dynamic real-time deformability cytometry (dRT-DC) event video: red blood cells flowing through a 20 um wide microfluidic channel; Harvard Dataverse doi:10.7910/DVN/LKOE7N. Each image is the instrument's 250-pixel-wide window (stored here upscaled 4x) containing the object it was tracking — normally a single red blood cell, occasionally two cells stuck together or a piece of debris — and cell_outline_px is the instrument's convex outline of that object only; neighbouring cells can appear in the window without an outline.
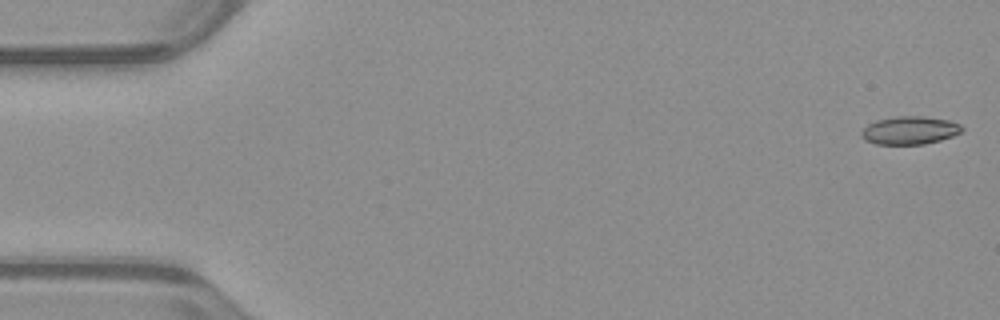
{"species": "common noctule bat (a hibernating species)", "species_latin": "Nyctalus noctula", "temperature_condition": "warm", "stored_images_in_passage": 52, "camera_frame_rate_fps": 3000, "um_per_image_px": 0.085, "animal": {"sex": "male", "body_mass_g": 23.1, "forearm_length_mm": 52.7}, "frame": {"image": 1, "passage_image": 1, "time_ms": 0.0, "image_size_px": [1000, 320], "cell_outline_px": [[964, 128], [960, 132], [952, 136], [940, 140], [924, 144], [876, 144], [864, 140], [860, 136], [860, 132], [868, 124], [876, 120], [896, 116], [924, 116], [948, 120], [960, 124]], "centroid_in_image_um": [77.3, 11.07], "position_along_channel_um": 7.7, "area_um2": 16.47}}
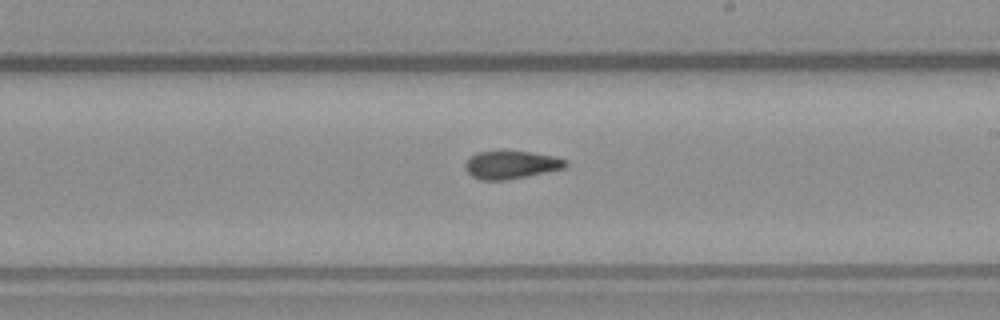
{"frame": {"image": 2, "passage_image": 30, "time_ms": 9.667, "image_size_px": [1000, 320], "cell_outline_px": [[568, 164], [564, 168], [504, 180], [480, 180], [472, 176], [464, 168], [464, 164], [476, 152], [500, 148], [556, 156], [568, 160]], "centroid_in_image_um": [43.41, 13.96], "position_along_channel_um": 245.6, "area_um2": 16.76}}
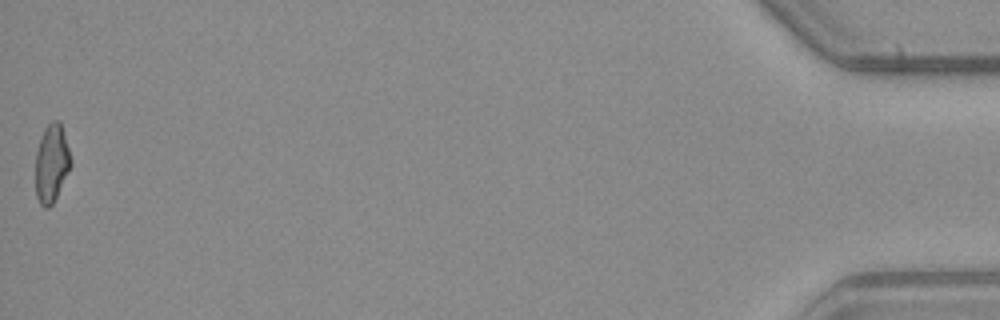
{"frame": {"image": 3, "passage_image": 52, "time_ms": 17.0, "image_size_px": [1000, 320], "cell_outline_px": [[72, 164], [52, 204], [48, 208], [44, 208], [40, 204], [36, 196], [36, 152], [40, 136], [44, 128], [52, 120], [60, 120], [72, 160]], "centroid_in_image_um": [4.38, 13.85], "position_along_channel_um": 430.8, "area_um2": 16.07}, "authors_computed_cell_mechanics": {"area_um2": 16.5886, "velocity_mm_per_s": 3.9733, "shape_relaxation_time_tau1_ms": null, "shape_relaxation_time_tau2_ms": 2.2658, "deformation_change_tau1": null, "deformation_change_tau2": 0.0909}}